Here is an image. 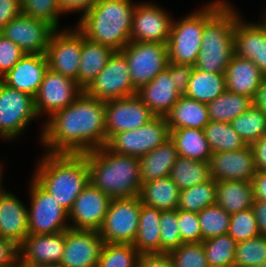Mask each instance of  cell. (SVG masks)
<instances>
[{"label":"cell","mask_w":266,"mask_h":267,"mask_svg":"<svg viewBox=\"0 0 266 267\" xmlns=\"http://www.w3.org/2000/svg\"><path fill=\"white\" fill-rule=\"evenodd\" d=\"M45 121L39 136L45 152L84 154L106 145L105 102L85 91Z\"/></svg>","instance_id":"obj_1"},{"label":"cell","mask_w":266,"mask_h":267,"mask_svg":"<svg viewBox=\"0 0 266 267\" xmlns=\"http://www.w3.org/2000/svg\"><path fill=\"white\" fill-rule=\"evenodd\" d=\"M40 157L32 178L69 211L78 195L90 183L85 153L45 152Z\"/></svg>","instance_id":"obj_2"},{"label":"cell","mask_w":266,"mask_h":267,"mask_svg":"<svg viewBox=\"0 0 266 267\" xmlns=\"http://www.w3.org/2000/svg\"><path fill=\"white\" fill-rule=\"evenodd\" d=\"M90 183L111 199L139 196L142 181L140 159L121 155L106 145L85 153Z\"/></svg>","instance_id":"obj_3"},{"label":"cell","mask_w":266,"mask_h":267,"mask_svg":"<svg viewBox=\"0 0 266 267\" xmlns=\"http://www.w3.org/2000/svg\"><path fill=\"white\" fill-rule=\"evenodd\" d=\"M133 0H98L81 18L77 28L86 38L121 51L131 36Z\"/></svg>","instance_id":"obj_4"},{"label":"cell","mask_w":266,"mask_h":267,"mask_svg":"<svg viewBox=\"0 0 266 267\" xmlns=\"http://www.w3.org/2000/svg\"><path fill=\"white\" fill-rule=\"evenodd\" d=\"M205 24L201 51L194 65L209 73H225L234 55V32L237 19L241 16L235 6L227 0Z\"/></svg>","instance_id":"obj_5"},{"label":"cell","mask_w":266,"mask_h":267,"mask_svg":"<svg viewBox=\"0 0 266 267\" xmlns=\"http://www.w3.org/2000/svg\"><path fill=\"white\" fill-rule=\"evenodd\" d=\"M224 4L223 0H213L180 20L173 19L168 40L169 63L195 65L201 51L204 26Z\"/></svg>","instance_id":"obj_6"},{"label":"cell","mask_w":266,"mask_h":267,"mask_svg":"<svg viewBox=\"0 0 266 267\" xmlns=\"http://www.w3.org/2000/svg\"><path fill=\"white\" fill-rule=\"evenodd\" d=\"M28 189L30 194L29 234H54L70 228L68 211L33 178L30 180Z\"/></svg>","instance_id":"obj_7"},{"label":"cell","mask_w":266,"mask_h":267,"mask_svg":"<svg viewBox=\"0 0 266 267\" xmlns=\"http://www.w3.org/2000/svg\"><path fill=\"white\" fill-rule=\"evenodd\" d=\"M34 97L8 87L0 80V137L12 141L20 136L33 120H38Z\"/></svg>","instance_id":"obj_8"},{"label":"cell","mask_w":266,"mask_h":267,"mask_svg":"<svg viewBox=\"0 0 266 267\" xmlns=\"http://www.w3.org/2000/svg\"><path fill=\"white\" fill-rule=\"evenodd\" d=\"M139 196L111 199L107 214L98 230L104 243L132 244L141 211Z\"/></svg>","instance_id":"obj_9"},{"label":"cell","mask_w":266,"mask_h":267,"mask_svg":"<svg viewBox=\"0 0 266 267\" xmlns=\"http://www.w3.org/2000/svg\"><path fill=\"white\" fill-rule=\"evenodd\" d=\"M170 139L164 116H156L144 126L114 134L106 146L115 153L142 157Z\"/></svg>","instance_id":"obj_10"},{"label":"cell","mask_w":266,"mask_h":267,"mask_svg":"<svg viewBox=\"0 0 266 267\" xmlns=\"http://www.w3.org/2000/svg\"><path fill=\"white\" fill-rule=\"evenodd\" d=\"M121 52L126 57L133 87L137 91L169 64L168 44L130 41Z\"/></svg>","instance_id":"obj_11"},{"label":"cell","mask_w":266,"mask_h":267,"mask_svg":"<svg viewBox=\"0 0 266 267\" xmlns=\"http://www.w3.org/2000/svg\"><path fill=\"white\" fill-rule=\"evenodd\" d=\"M128 63L121 51H114L106 66L84 90L90 97L109 101L137 94L129 73Z\"/></svg>","instance_id":"obj_12"},{"label":"cell","mask_w":266,"mask_h":267,"mask_svg":"<svg viewBox=\"0 0 266 267\" xmlns=\"http://www.w3.org/2000/svg\"><path fill=\"white\" fill-rule=\"evenodd\" d=\"M56 29L46 51L48 68L77 82L82 49V32L75 26Z\"/></svg>","instance_id":"obj_13"},{"label":"cell","mask_w":266,"mask_h":267,"mask_svg":"<svg viewBox=\"0 0 266 267\" xmlns=\"http://www.w3.org/2000/svg\"><path fill=\"white\" fill-rule=\"evenodd\" d=\"M155 117L137 94L105 101L106 144L114 134L138 129Z\"/></svg>","instance_id":"obj_14"},{"label":"cell","mask_w":266,"mask_h":267,"mask_svg":"<svg viewBox=\"0 0 266 267\" xmlns=\"http://www.w3.org/2000/svg\"><path fill=\"white\" fill-rule=\"evenodd\" d=\"M83 91L73 79L48 68L34 97L38 117L46 115L49 118L56 111L72 104Z\"/></svg>","instance_id":"obj_15"},{"label":"cell","mask_w":266,"mask_h":267,"mask_svg":"<svg viewBox=\"0 0 266 267\" xmlns=\"http://www.w3.org/2000/svg\"><path fill=\"white\" fill-rule=\"evenodd\" d=\"M173 18L158 4L137 2L133 12L130 41L168 44Z\"/></svg>","instance_id":"obj_16"},{"label":"cell","mask_w":266,"mask_h":267,"mask_svg":"<svg viewBox=\"0 0 266 267\" xmlns=\"http://www.w3.org/2000/svg\"><path fill=\"white\" fill-rule=\"evenodd\" d=\"M55 30L48 22L21 13L0 33L17 44L25 54H45Z\"/></svg>","instance_id":"obj_17"},{"label":"cell","mask_w":266,"mask_h":267,"mask_svg":"<svg viewBox=\"0 0 266 267\" xmlns=\"http://www.w3.org/2000/svg\"><path fill=\"white\" fill-rule=\"evenodd\" d=\"M110 201L108 195L89 183L68 211L70 228L98 231L103 224Z\"/></svg>","instance_id":"obj_18"},{"label":"cell","mask_w":266,"mask_h":267,"mask_svg":"<svg viewBox=\"0 0 266 267\" xmlns=\"http://www.w3.org/2000/svg\"><path fill=\"white\" fill-rule=\"evenodd\" d=\"M104 242L95 230L68 228L61 267H97Z\"/></svg>","instance_id":"obj_19"},{"label":"cell","mask_w":266,"mask_h":267,"mask_svg":"<svg viewBox=\"0 0 266 267\" xmlns=\"http://www.w3.org/2000/svg\"><path fill=\"white\" fill-rule=\"evenodd\" d=\"M210 176L216 181H252L257 173L251 145L237 151L212 153Z\"/></svg>","instance_id":"obj_20"},{"label":"cell","mask_w":266,"mask_h":267,"mask_svg":"<svg viewBox=\"0 0 266 267\" xmlns=\"http://www.w3.org/2000/svg\"><path fill=\"white\" fill-rule=\"evenodd\" d=\"M247 23L240 16L235 24L234 54L252 60L266 76V18Z\"/></svg>","instance_id":"obj_21"},{"label":"cell","mask_w":266,"mask_h":267,"mask_svg":"<svg viewBox=\"0 0 266 267\" xmlns=\"http://www.w3.org/2000/svg\"><path fill=\"white\" fill-rule=\"evenodd\" d=\"M65 248V231L54 234H29L18 246L23 267L59 264Z\"/></svg>","instance_id":"obj_22"},{"label":"cell","mask_w":266,"mask_h":267,"mask_svg":"<svg viewBox=\"0 0 266 267\" xmlns=\"http://www.w3.org/2000/svg\"><path fill=\"white\" fill-rule=\"evenodd\" d=\"M137 95L156 116L165 117L181 97L175 86L174 63H169L165 70L142 86Z\"/></svg>","instance_id":"obj_23"},{"label":"cell","mask_w":266,"mask_h":267,"mask_svg":"<svg viewBox=\"0 0 266 267\" xmlns=\"http://www.w3.org/2000/svg\"><path fill=\"white\" fill-rule=\"evenodd\" d=\"M47 69L46 54H25L0 80L10 88L35 97Z\"/></svg>","instance_id":"obj_24"},{"label":"cell","mask_w":266,"mask_h":267,"mask_svg":"<svg viewBox=\"0 0 266 267\" xmlns=\"http://www.w3.org/2000/svg\"><path fill=\"white\" fill-rule=\"evenodd\" d=\"M29 235L28 208L13 193L0 192V237L19 246Z\"/></svg>","instance_id":"obj_25"},{"label":"cell","mask_w":266,"mask_h":267,"mask_svg":"<svg viewBox=\"0 0 266 267\" xmlns=\"http://www.w3.org/2000/svg\"><path fill=\"white\" fill-rule=\"evenodd\" d=\"M226 90L254 98L257 89L266 76L252 60L240 58L235 54L225 70Z\"/></svg>","instance_id":"obj_26"},{"label":"cell","mask_w":266,"mask_h":267,"mask_svg":"<svg viewBox=\"0 0 266 267\" xmlns=\"http://www.w3.org/2000/svg\"><path fill=\"white\" fill-rule=\"evenodd\" d=\"M114 50L109 46L89 40L82 33L80 65L77 84L85 90L106 66Z\"/></svg>","instance_id":"obj_27"},{"label":"cell","mask_w":266,"mask_h":267,"mask_svg":"<svg viewBox=\"0 0 266 267\" xmlns=\"http://www.w3.org/2000/svg\"><path fill=\"white\" fill-rule=\"evenodd\" d=\"M170 129L196 128L203 130L210 117L206 103L181 96L165 115Z\"/></svg>","instance_id":"obj_28"},{"label":"cell","mask_w":266,"mask_h":267,"mask_svg":"<svg viewBox=\"0 0 266 267\" xmlns=\"http://www.w3.org/2000/svg\"><path fill=\"white\" fill-rule=\"evenodd\" d=\"M178 157V151L171 139L140 157L142 184L170 176L172 167Z\"/></svg>","instance_id":"obj_29"},{"label":"cell","mask_w":266,"mask_h":267,"mask_svg":"<svg viewBox=\"0 0 266 267\" xmlns=\"http://www.w3.org/2000/svg\"><path fill=\"white\" fill-rule=\"evenodd\" d=\"M253 201L252 181H217L215 204L229 214L251 208Z\"/></svg>","instance_id":"obj_30"},{"label":"cell","mask_w":266,"mask_h":267,"mask_svg":"<svg viewBox=\"0 0 266 267\" xmlns=\"http://www.w3.org/2000/svg\"><path fill=\"white\" fill-rule=\"evenodd\" d=\"M179 188L170 176L142 184L139 197L143 205L161 211L176 210L179 203Z\"/></svg>","instance_id":"obj_31"},{"label":"cell","mask_w":266,"mask_h":267,"mask_svg":"<svg viewBox=\"0 0 266 267\" xmlns=\"http://www.w3.org/2000/svg\"><path fill=\"white\" fill-rule=\"evenodd\" d=\"M161 210L141 204L138 231L132 245L140 254H160Z\"/></svg>","instance_id":"obj_32"},{"label":"cell","mask_w":266,"mask_h":267,"mask_svg":"<svg viewBox=\"0 0 266 267\" xmlns=\"http://www.w3.org/2000/svg\"><path fill=\"white\" fill-rule=\"evenodd\" d=\"M170 139L181 157L208 162L212 155L203 130L196 128L170 129Z\"/></svg>","instance_id":"obj_33"},{"label":"cell","mask_w":266,"mask_h":267,"mask_svg":"<svg viewBox=\"0 0 266 267\" xmlns=\"http://www.w3.org/2000/svg\"><path fill=\"white\" fill-rule=\"evenodd\" d=\"M225 91L224 73H209L193 67L185 96L207 104Z\"/></svg>","instance_id":"obj_34"},{"label":"cell","mask_w":266,"mask_h":267,"mask_svg":"<svg viewBox=\"0 0 266 267\" xmlns=\"http://www.w3.org/2000/svg\"><path fill=\"white\" fill-rule=\"evenodd\" d=\"M253 105V98L226 90L207 103L210 121L230 123Z\"/></svg>","instance_id":"obj_35"},{"label":"cell","mask_w":266,"mask_h":267,"mask_svg":"<svg viewBox=\"0 0 266 267\" xmlns=\"http://www.w3.org/2000/svg\"><path fill=\"white\" fill-rule=\"evenodd\" d=\"M170 178L180 191L204 183L211 179L209 162L179 156L172 167Z\"/></svg>","instance_id":"obj_36"},{"label":"cell","mask_w":266,"mask_h":267,"mask_svg":"<svg viewBox=\"0 0 266 267\" xmlns=\"http://www.w3.org/2000/svg\"><path fill=\"white\" fill-rule=\"evenodd\" d=\"M203 131L212 153L237 151L247 146L230 123L209 121Z\"/></svg>","instance_id":"obj_37"},{"label":"cell","mask_w":266,"mask_h":267,"mask_svg":"<svg viewBox=\"0 0 266 267\" xmlns=\"http://www.w3.org/2000/svg\"><path fill=\"white\" fill-rule=\"evenodd\" d=\"M230 124L246 145H252L266 133V114L252 105Z\"/></svg>","instance_id":"obj_38"},{"label":"cell","mask_w":266,"mask_h":267,"mask_svg":"<svg viewBox=\"0 0 266 267\" xmlns=\"http://www.w3.org/2000/svg\"><path fill=\"white\" fill-rule=\"evenodd\" d=\"M217 181L210 179L204 183L181 190L177 209L199 213L205 207L215 204Z\"/></svg>","instance_id":"obj_39"},{"label":"cell","mask_w":266,"mask_h":267,"mask_svg":"<svg viewBox=\"0 0 266 267\" xmlns=\"http://www.w3.org/2000/svg\"><path fill=\"white\" fill-rule=\"evenodd\" d=\"M202 244L209 267H234L237 242L229 234L205 239Z\"/></svg>","instance_id":"obj_40"},{"label":"cell","mask_w":266,"mask_h":267,"mask_svg":"<svg viewBox=\"0 0 266 267\" xmlns=\"http://www.w3.org/2000/svg\"><path fill=\"white\" fill-rule=\"evenodd\" d=\"M140 255L132 244L104 243L97 267H138Z\"/></svg>","instance_id":"obj_41"},{"label":"cell","mask_w":266,"mask_h":267,"mask_svg":"<svg viewBox=\"0 0 266 267\" xmlns=\"http://www.w3.org/2000/svg\"><path fill=\"white\" fill-rule=\"evenodd\" d=\"M202 241L214 236L228 234L231 214L219 205L205 207L198 213Z\"/></svg>","instance_id":"obj_42"},{"label":"cell","mask_w":266,"mask_h":267,"mask_svg":"<svg viewBox=\"0 0 266 267\" xmlns=\"http://www.w3.org/2000/svg\"><path fill=\"white\" fill-rule=\"evenodd\" d=\"M266 262V236L237 243L234 267H256Z\"/></svg>","instance_id":"obj_43"},{"label":"cell","mask_w":266,"mask_h":267,"mask_svg":"<svg viewBox=\"0 0 266 267\" xmlns=\"http://www.w3.org/2000/svg\"><path fill=\"white\" fill-rule=\"evenodd\" d=\"M22 14L40 19L60 29L62 11L58 0H21Z\"/></svg>","instance_id":"obj_44"},{"label":"cell","mask_w":266,"mask_h":267,"mask_svg":"<svg viewBox=\"0 0 266 267\" xmlns=\"http://www.w3.org/2000/svg\"><path fill=\"white\" fill-rule=\"evenodd\" d=\"M228 234L237 243L260 235L252 207L231 214Z\"/></svg>","instance_id":"obj_45"},{"label":"cell","mask_w":266,"mask_h":267,"mask_svg":"<svg viewBox=\"0 0 266 267\" xmlns=\"http://www.w3.org/2000/svg\"><path fill=\"white\" fill-rule=\"evenodd\" d=\"M159 228L160 254H168L183 244L177 222V209L161 211Z\"/></svg>","instance_id":"obj_46"},{"label":"cell","mask_w":266,"mask_h":267,"mask_svg":"<svg viewBox=\"0 0 266 267\" xmlns=\"http://www.w3.org/2000/svg\"><path fill=\"white\" fill-rule=\"evenodd\" d=\"M174 267H209L201 243H183L168 253Z\"/></svg>","instance_id":"obj_47"},{"label":"cell","mask_w":266,"mask_h":267,"mask_svg":"<svg viewBox=\"0 0 266 267\" xmlns=\"http://www.w3.org/2000/svg\"><path fill=\"white\" fill-rule=\"evenodd\" d=\"M177 222L183 243L202 242L198 213L177 209Z\"/></svg>","instance_id":"obj_48"},{"label":"cell","mask_w":266,"mask_h":267,"mask_svg":"<svg viewBox=\"0 0 266 267\" xmlns=\"http://www.w3.org/2000/svg\"><path fill=\"white\" fill-rule=\"evenodd\" d=\"M25 55L24 51L0 33V79Z\"/></svg>","instance_id":"obj_49"},{"label":"cell","mask_w":266,"mask_h":267,"mask_svg":"<svg viewBox=\"0 0 266 267\" xmlns=\"http://www.w3.org/2000/svg\"><path fill=\"white\" fill-rule=\"evenodd\" d=\"M21 13V0H0V31Z\"/></svg>","instance_id":"obj_50"},{"label":"cell","mask_w":266,"mask_h":267,"mask_svg":"<svg viewBox=\"0 0 266 267\" xmlns=\"http://www.w3.org/2000/svg\"><path fill=\"white\" fill-rule=\"evenodd\" d=\"M190 64H174V81L180 96H185L188 89V81L193 70Z\"/></svg>","instance_id":"obj_51"},{"label":"cell","mask_w":266,"mask_h":267,"mask_svg":"<svg viewBox=\"0 0 266 267\" xmlns=\"http://www.w3.org/2000/svg\"><path fill=\"white\" fill-rule=\"evenodd\" d=\"M98 0H58L62 14L81 12L80 18L97 2Z\"/></svg>","instance_id":"obj_52"},{"label":"cell","mask_w":266,"mask_h":267,"mask_svg":"<svg viewBox=\"0 0 266 267\" xmlns=\"http://www.w3.org/2000/svg\"><path fill=\"white\" fill-rule=\"evenodd\" d=\"M18 257V246L11 240L0 237V267L13 263Z\"/></svg>","instance_id":"obj_53"},{"label":"cell","mask_w":266,"mask_h":267,"mask_svg":"<svg viewBox=\"0 0 266 267\" xmlns=\"http://www.w3.org/2000/svg\"><path fill=\"white\" fill-rule=\"evenodd\" d=\"M138 267H174L168 254H141Z\"/></svg>","instance_id":"obj_54"},{"label":"cell","mask_w":266,"mask_h":267,"mask_svg":"<svg viewBox=\"0 0 266 267\" xmlns=\"http://www.w3.org/2000/svg\"><path fill=\"white\" fill-rule=\"evenodd\" d=\"M257 171H266V133L251 145Z\"/></svg>","instance_id":"obj_55"},{"label":"cell","mask_w":266,"mask_h":267,"mask_svg":"<svg viewBox=\"0 0 266 267\" xmlns=\"http://www.w3.org/2000/svg\"><path fill=\"white\" fill-rule=\"evenodd\" d=\"M254 200L266 202V171H257L252 179Z\"/></svg>","instance_id":"obj_56"},{"label":"cell","mask_w":266,"mask_h":267,"mask_svg":"<svg viewBox=\"0 0 266 267\" xmlns=\"http://www.w3.org/2000/svg\"><path fill=\"white\" fill-rule=\"evenodd\" d=\"M252 208L258 224L259 234L266 236V202L254 200Z\"/></svg>","instance_id":"obj_57"},{"label":"cell","mask_w":266,"mask_h":267,"mask_svg":"<svg viewBox=\"0 0 266 267\" xmlns=\"http://www.w3.org/2000/svg\"><path fill=\"white\" fill-rule=\"evenodd\" d=\"M253 105L266 114V78L262 81L253 98Z\"/></svg>","instance_id":"obj_58"},{"label":"cell","mask_w":266,"mask_h":267,"mask_svg":"<svg viewBox=\"0 0 266 267\" xmlns=\"http://www.w3.org/2000/svg\"><path fill=\"white\" fill-rule=\"evenodd\" d=\"M2 267H23L20 258L18 257L13 263Z\"/></svg>","instance_id":"obj_59"},{"label":"cell","mask_w":266,"mask_h":267,"mask_svg":"<svg viewBox=\"0 0 266 267\" xmlns=\"http://www.w3.org/2000/svg\"><path fill=\"white\" fill-rule=\"evenodd\" d=\"M3 165L0 163V192L3 189V183H2V179H3Z\"/></svg>","instance_id":"obj_60"},{"label":"cell","mask_w":266,"mask_h":267,"mask_svg":"<svg viewBox=\"0 0 266 267\" xmlns=\"http://www.w3.org/2000/svg\"><path fill=\"white\" fill-rule=\"evenodd\" d=\"M34 267H61L59 264L39 265Z\"/></svg>","instance_id":"obj_61"},{"label":"cell","mask_w":266,"mask_h":267,"mask_svg":"<svg viewBox=\"0 0 266 267\" xmlns=\"http://www.w3.org/2000/svg\"><path fill=\"white\" fill-rule=\"evenodd\" d=\"M256 267H266V262L262 263V264H260L259 266H256Z\"/></svg>","instance_id":"obj_62"}]
</instances>
